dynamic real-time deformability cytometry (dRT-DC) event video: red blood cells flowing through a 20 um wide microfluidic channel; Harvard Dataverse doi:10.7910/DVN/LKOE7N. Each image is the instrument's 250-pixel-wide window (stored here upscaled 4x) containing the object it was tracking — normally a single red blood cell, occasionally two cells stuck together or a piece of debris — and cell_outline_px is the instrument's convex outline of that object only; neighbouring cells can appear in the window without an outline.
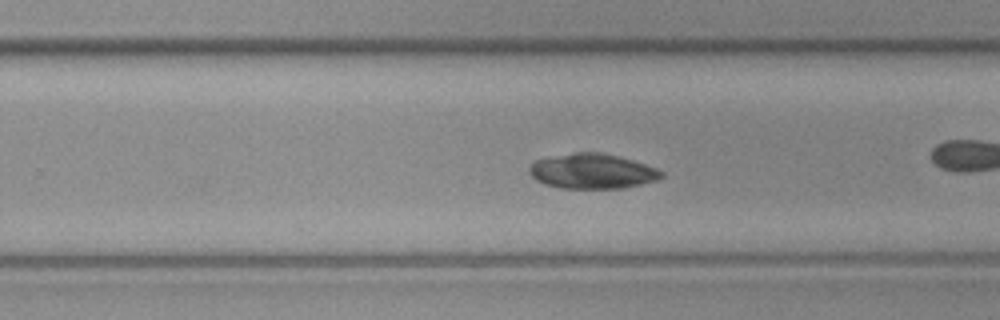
{"species": "common noctule bat (a hibernating species)", "species_latin": "Nyctalus noctula", "temperature_condition": "cold", "stored_images_in_passage": 30, "camera_frame_rate_fps": 3000, "um_per_image_px": 0.085, "animal": {"sex": "female", "body_mass_g": 19.3, "forearm_length_mm": 54.1}, "frame": {"image": 1, "passage_image": 17, "time_ms": 5.333, "image_size_px": [1000, 320], "cell_outline_px": [[664, 176], [656, 180], [624, 188], [560, 188], [544, 184], [536, 180], [528, 172], [528, 168], [536, 160], [552, 156], [576, 152], [600, 152], [632, 160], [656, 168], [664, 172]], "centroid_in_image_um": [50.32, 14.56], "position_along_channel_um": 279.5, "area_um2": 26.82}}